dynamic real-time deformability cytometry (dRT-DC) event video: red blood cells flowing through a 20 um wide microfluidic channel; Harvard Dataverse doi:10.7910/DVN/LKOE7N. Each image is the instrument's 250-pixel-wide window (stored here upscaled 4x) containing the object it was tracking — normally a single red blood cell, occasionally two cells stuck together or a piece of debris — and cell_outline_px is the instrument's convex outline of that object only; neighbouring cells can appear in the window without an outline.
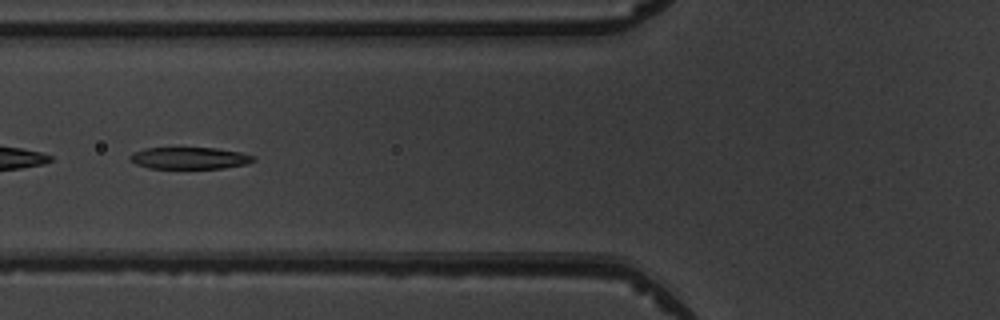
{"species": "common noctule bat (a hibernating species)", "species_latin": "Nyctalus noctula", "temperature_condition": "warm", "stored_images_in_passage": 6, "camera_frame_rate_fps": 3000, "um_per_image_px": 0.085, "animal": {"sex": "male", "body_mass_g": 19.5, "forearm_length_mm": 54.6}, "frame": {"image": 1, "passage_image": 6, "time_ms": 5.667, "image_size_px": [1000, 320], "cell_outline_px": [[256, 160], [244, 164], [224, 168], [148, 168], [136, 164], [128, 160], [128, 156], [132, 152], [144, 148], [216, 148], [240, 152], [256, 156]], "centroid_in_image_um": [16.07, 13.43], "position_along_channel_um": 109.7, "area_um2": 15.78}}